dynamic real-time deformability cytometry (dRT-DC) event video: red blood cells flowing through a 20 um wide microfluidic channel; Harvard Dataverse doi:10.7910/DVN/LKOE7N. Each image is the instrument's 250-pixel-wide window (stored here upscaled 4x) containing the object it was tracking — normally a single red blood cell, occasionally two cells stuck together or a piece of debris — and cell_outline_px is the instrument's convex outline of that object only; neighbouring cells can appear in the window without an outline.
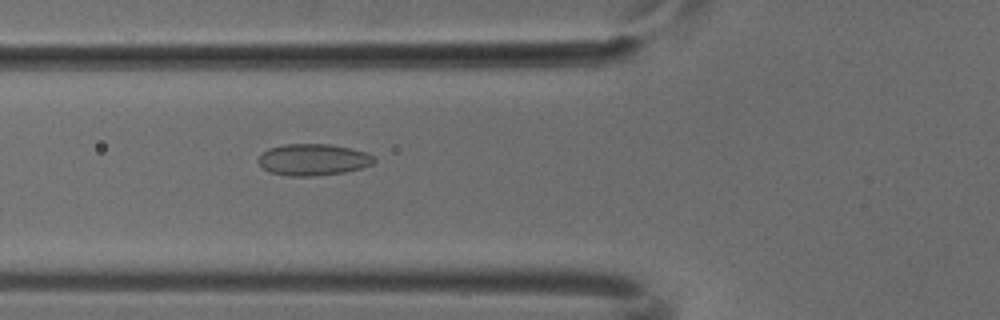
{"species": "common noctule bat (a hibernating species)", "species_latin": "Nyctalus noctula", "temperature_condition": "cold", "stored_images_in_passage": 5, "camera_frame_rate_fps": 3000, "um_per_image_px": 0.085, "animal": {"sex": "male", "body_mass_g": 18.8}, "frame": {"image": 1, "passage_image": 5, "time_ms": 1.333, "image_size_px": [1000, 320], "cell_outline_px": [[376, 160], [372, 164], [360, 168], [344, 172], [312, 176], [288, 176], [268, 172], [256, 160], [268, 148], [284, 144], [328, 144], [352, 148], [364, 152], [372, 156]], "centroid_in_image_um": [26.58, 13.57], "position_along_channel_um": 99.2, "area_um2": 21.21}}